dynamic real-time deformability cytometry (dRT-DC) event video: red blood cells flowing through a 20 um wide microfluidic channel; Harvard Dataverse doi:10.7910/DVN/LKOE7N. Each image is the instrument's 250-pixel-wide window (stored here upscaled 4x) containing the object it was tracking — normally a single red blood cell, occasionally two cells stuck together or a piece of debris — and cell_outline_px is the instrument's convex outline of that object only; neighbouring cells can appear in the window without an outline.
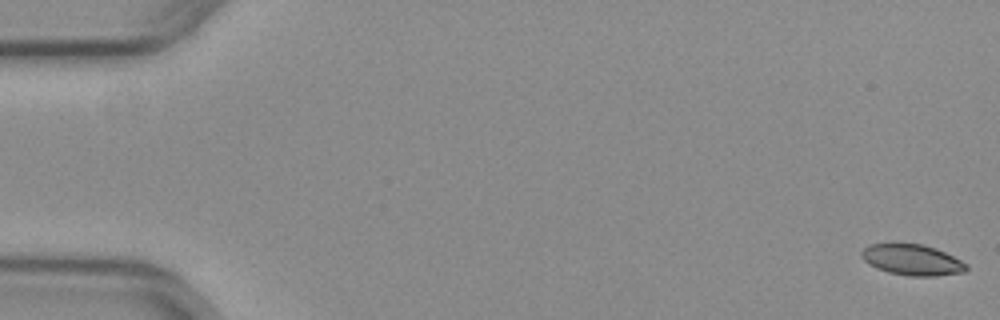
{"species": "common noctule bat (a hibernating species)", "species_latin": "Nyctalus noctula", "temperature_condition": "warm", "stored_images_in_passage": 54, "segment_of_instrument_passage": [1, 2], "camera_frame_rate_fps": 3000, "um_per_image_px": 0.085, "animal": {"sex": "female", "body_mass_g": 29.2, "forearm_length_mm": 56.3}, "frame": {"image": 1, "passage_image": 1, "time_ms": 0.0, "image_size_px": [1000, 320], "cell_outline_px": [[968, 268], [964, 272], [936, 276], [908, 276], [888, 272], [876, 268], [868, 264], [860, 256], [860, 252], [868, 244], [924, 244], [936, 248], [968, 264]], "centroid_in_image_um": [77.52, 22.09], "position_along_channel_um": 7.5, "area_um2": 18.9}}
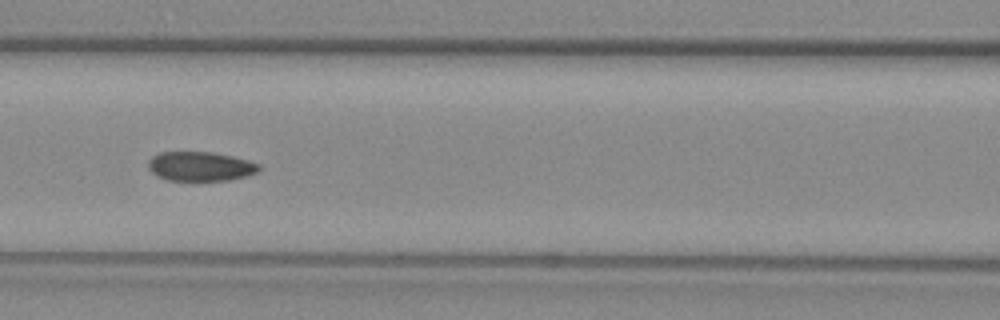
{"frame": {"image": 2, "passage_image": 24, "time_ms": 7.667, "image_size_px": [1000, 320], "cell_outline_px": [[260, 168], [256, 172], [248, 176], [228, 180], [168, 180], [156, 176], [148, 168], [148, 160], [152, 156], [160, 152], [212, 152], [232, 156], [248, 160], [260, 164]], "centroid_in_image_um": [17.02, 14.14], "position_along_channel_um": 149.6, "area_um2": 18.96}}
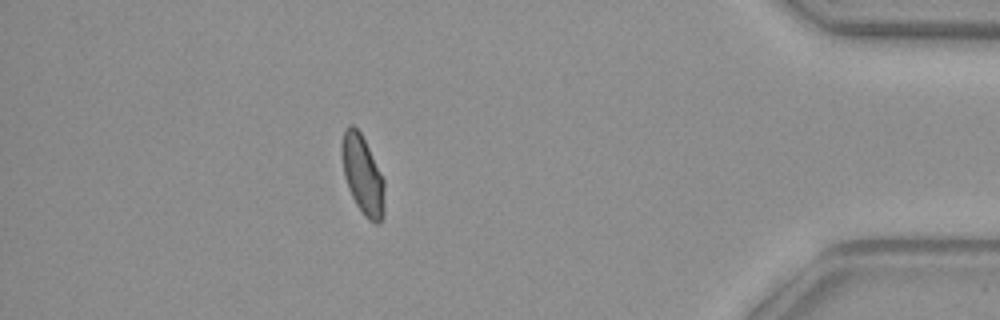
{"frame": {"image": 3, "passage_image": 47, "time_ms": 15.333, "image_size_px": [1000, 320], "cell_outline_px": [[384, 216], [380, 224], [376, 224], [368, 220], [364, 216], [356, 204], [348, 188], [344, 176], [340, 152], [340, 144], [344, 128], [348, 124], [352, 124], [360, 132], [384, 180]], "centroid_in_image_um": [30.8, 14.88], "position_along_channel_um": 404.4, "area_um2": 19.83}}